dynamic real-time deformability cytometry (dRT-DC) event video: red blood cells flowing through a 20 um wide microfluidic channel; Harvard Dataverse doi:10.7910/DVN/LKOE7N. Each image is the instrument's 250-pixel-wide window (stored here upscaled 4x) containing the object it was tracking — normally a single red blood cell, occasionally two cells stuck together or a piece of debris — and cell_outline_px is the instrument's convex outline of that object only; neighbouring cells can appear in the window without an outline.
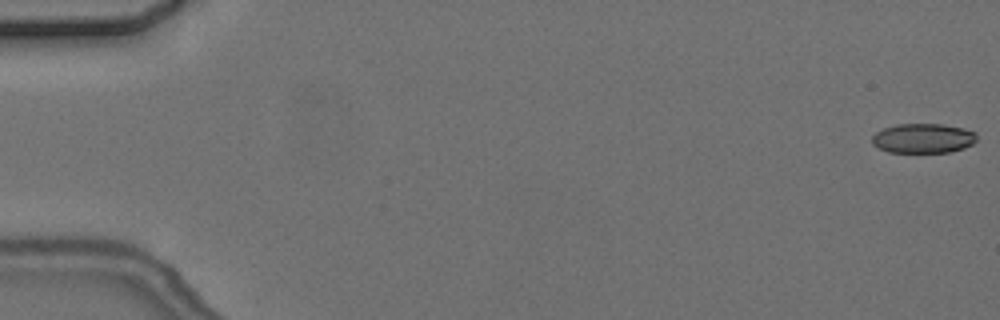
{"species": "common noctule bat (a hibernating species)", "species_latin": "Nyctalus noctula", "temperature_condition": "cold", "stored_images_in_passage": 6, "camera_frame_rate_fps": 3000, "um_per_image_px": 0.085, "animal": {"sex": "female", "body_mass_g": 24.6, "forearm_length_mm": 56.2}, "frame": {"image": 1, "passage_image": 1, "time_ms": 0.0, "image_size_px": [1000, 320], "cell_outline_px": [[976, 140], [972, 144], [964, 148], [948, 152], [888, 152], [872, 144], [872, 136], [876, 132], [884, 128], [896, 124], [944, 124], [964, 128], [976, 132]], "centroid_in_image_um": [78.47, 11.75], "position_along_channel_um": 6.5, "area_um2": 18.09}}